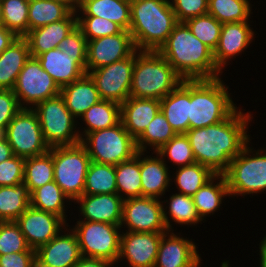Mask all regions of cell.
Here are the masks:
<instances>
[{"label":"cell","mask_w":266,"mask_h":267,"mask_svg":"<svg viewBox=\"0 0 266 267\" xmlns=\"http://www.w3.org/2000/svg\"><path fill=\"white\" fill-rule=\"evenodd\" d=\"M237 106L225 120L185 133L196 162L208 167L215 175H223L232 159L255 139L248 132L254 123V114L247 112L244 106Z\"/></svg>","instance_id":"cell-1"},{"label":"cell","mask_w":266,"mask_h":267,"mask_svg":"<svg viewBox=\"0 0 266 267\" xmlns=\"http://www.w3.org/2000/svg\"><path fill=\"white\" fill-rule=\"evenodd\" d=\"M158 52L183 80L224 76L215 65L213 50L195 37L185 22H178Z\"/></svg>","instance_id":"cell-2"},{"label":"cell","mask_w":266,"mask_h":267,"mask_svg":"<svg viewBox=\"0 0 266 267\" xmlns=\"http://www.w3.org/2000/svg\"><path fill=\"white\" fill-rule=\"evenodd\" d=\"M129 32L135 48L158 51L178 23L169 0H130Z\"/></svg>","instance_id":"cell-3"},{"label":"cell","mask_w":266,"mask_h":267,"mask_svg":"<svg viewBox=\"0 0 266 267\" xmlns=\"http://www.w3.org/2000/svg\"><path fill=\"white\" fill-rule=\"evenodd\" d=\"M222 77L189 80V129L217 124L236 108L230 87Z\"/></svg>","instance_id":"cell-4"},{"label":"cell","mask_w":266,"mask_h":267,"mask_svg":"<svg viewBox=\"0 0 266 267\" xmlns=\"http://www.w3.org/2000/svg\"><path fill=\"white\" fill-rule=\"evenodd\" d=\"M182 81L158 51L135 50L130 97L161 100Z\"/></svg>","instance_id":"cell-5"},{"label":"cell","mask_w":266,"mask_h":267,"mask_svg":"<svg viewBox=\"0 0 266 267\" xmlns=\"http://www.w3.org/2000/svg\"><path fill=\"white\" fill-rule=\"evenodd\" d=\"M252 144L251 140L223 174L231 198L253 197L266 192V145L256 150Z\"/></svg>","instance_id":"cell-6"},{"label":"cell","mask_w":266,"mask_h":267,"mask_svg":"<svg viewBox=\"0 0 266 267\" xmlns=\"http://www.w3.org/2000/svg\"><path fill=\"white\" fill-rule=\"evenodd\" d=\"M32 109L38 117L43 138L50 148L81 143L78 120L67 109L60 94L38 103Z\"/></svg>","instance_id":"cell-7"},{"label":"cell","mask_w":266,"mask_h":267,"mask_svg":"<svg viewBox=\"0 0 266 267\" xmlns=\"http://www.w3.org/2000/svg\"><path fill=\"white\" fill-rule=\"evenodd\" d=\"M81 144L91 161L114 166L132 159L138 152L136 140L121 121L114 127L87 133L81 139Z\"/></svg>","instance_id":"cell-8"},{"label":"cell","mask_w":266,"mask_h":267,"mask_svg":"<svg viewBox=\"0 0 266 267\" xmlns=\"http://www.w3.org/2000/svg\"><path fill=\"white\" fill-rule=\"evenodd\" d=\"M75 216L68 226L75 232L82 257L103 259L117 263L120 252V236L122 229L119 225L105 222L76 220ZM73 221L74 224L70 225Z\"/></svg>","instance_id":"cell-9"},{"label":"cell","mask_w":266,"mask_h":267,"mask_svg":"<svg viewBox=\"0 0 266 267\" xmlns=\"http://www.w3.org/2000/svg\"><path fill=\"white\" fill-rule=\"evenodd\" d=\"M91 159L81 144L53 147L54 181L74 202L83 195Z\"/></svg>","instance_id":"cell-10"},{"label":"cell","mask_w":266,"mask_h":267,"mask_svg":"<svg viewBox=\"0 0 266 267\" xmlns=\"http://www.w3.org/2000/svg\"><path fill=\"white\" fill-rule=\"evenodd\" d=\"M3 134L16 156H40L50 149L43 138L38 117L33 109L22 108Z\"/></svg>","instance_id":"cell-11"},{"label":"cell","mask_w":266,"mask_h":267,"mask_svg":"<svg viewBox=\"0 0 266 267\" xmlns=\"http://www.w3.org/2000/svg\"><path fill=\"white\" fill-rule=\"evenodd\" d=\"M60 90L38 59L31 56L25 62L13 88L20 106L29 109L46 99L58 96Z\"/></svg>","instance_id":"cell-12"},{"label":"cell","mask_w":266,"mask_h":267,"mask_svg":"<svg viewBox=\"0 0 266 267\" xmlns=\"http://www.w3.org/2000/svg\"><path fill=\"white\" fill-rule=\"evenodd\" d=\"M135 51L127 58L88 72L101 100L122 104L130 97Z\"/></svg>","instance_id":"cell-13"},{"label":"cell","mask_w":266,"mask_h":267,"mask_svg":"<svg viewBox=\"0 0 266 267\" xmlns=\"http://www.w3.org/2000/svg\"><path fill=\"white\" fill-rule=\"evenodd\" d=\"M120 227L130 232H168L161 199L145 196L124 199Z\"/></svg>","instance_id":"cell-14"},{"label":"cell","mask_w":266,"mask_h":267,"mask_svg":"<svg viewBox=\"0 0 266 267\" xmlns=\"http://www.w3.org/2000/svg\"><path fill=\"white\" fill-rule=\"evenodd\" d=\"M164 233L166 232L122 231L117 265L120 263L128 267H154Z\"/></svg>","instance_id":"cell-15"},{"label":"cell","mask_w":266,"mask_h":267,"mask_svg":"<svg viewBox=\"0 0 266 267\" xmlns=\"http://www.w3.org/2000/svg\"><path fill=\"white\" fill-rule=\"evenodd\" d=\"M253 21L223 23L217 47L213 51L216 67L223 73L228 65L255 42Z\"/></svg>","instance_id":"cell-16"},{"label":"cell","mask_w":266,"mask_h":267,"mask_svg":"<svg viewBox=\"0 0 266 267\" xmlns=\"http://www.w3.org/2000/svg\"><path fill=\"white\" fill-rule=\"evenodd\" d=\"M87 41L86 73L123 60L136 50L127 30Z\"/></svg>","instance_id":"cell-17"},{"label":"cell","mask_w":266,"mask_h":267,"mask_svg":"<svg viewBox=\"0 0 266 267\" xmlns=\"http://www.w3.org/2000/svg\"><path fill=\"white\" fill-rule=\"evenodd\" d=\"M183 235L176 229L162 235L154 267H195L202 259L199 243Z\"/></svg>","instance_id":"cell-18"},{"label":"cell","mask_w":266,"mask_h":267,"mask_svg":"<svg viewBox=\"0 0 266 267\" xmlns=\"http://www.w3.org/2000/svg\"><path fill=\"white\" fill-rule=\"evenodd\" d=\"M81 258L77 236L67 225L36 250V267H73Z\"/></svg>","instance_id":"cell-19"},{"label":"cell","mask_w":266,"mask_h":267,"mask_svg":"<svg viewBox=\"0 0 266 267\" xmlns=\"http://www.w3.org/2000/svg\"><path fill=\"white\" fill-rule=\"evenodd\" d=\"M15 222L28 246L34 250L47 244L68 225L61 217L31 206Z\"/></svg>","instance_id":"cell-20"},{"label":"cell","mask_w":266,"mask_h":267,"mask_svg":"<svg viewBox=\"0 0 266 267\" xmlns=\"http://www.w3.org/2000/svg\"><path fill=\"white\" fill-rule=\"evenodd\" d=\"M71 211L78 210V219L91 222H105L113 225L121 224L123 199L117 194H83L74 202ZM76 207L77 209H75Z\"/></svg>","instance_id":"cell-21"},{"label":"cell","mask_w":266,"mask_h":267,"mask_svg":"<svg viewBox=\"0 0 266 267\" xmlns=\"http://www.w3.org/2000/svg\"><path fill=\"white\" fill-rule=\"evenodd\" d=\"M156 152L140 151L142 196L162 199L171 191V170Z\"/></svg>","instance_id":"cell-22"},{"label":"cell","mask_w":266,"mask_h":267,"mask_svg":"<svg viewBox=\"0 0 266 267\" xmlns=\"http://www.w3.org/2000/svg\"><path fill=\"white\" fill-rule=\"evenodd\" d=\"M77 27L76 12L66 19L30 30L24 38L28 41L30 56L36 58L40 54L59 47L60 42Z\"/></svg>","instance_id":"cell-23"},{"label":"cell","mask_w":266,"mask_h":267,"mask_svg":"<svg viewBox=\"0 0 266 267\" xmlns=\"http://www.w3.org/2000/svg\"><path fill=\"white\" fill-rule=\"evenodd\" d=\"M160 111V100L129 97L120 105V120L136 140Z\"/></svg>","instance_id":"cell-24"},{"label":"cell","mask_w":266,"mask_h":267,"mask_svg":"<svg viewBox=\"0 0 266 267\" xmlns=\"http://www.w3.org/2000/svg\"><path fill=\"white\" fill-rule=\"evenodd\" d=\"M173 191L174 193L169 194V198L164 195L161 199L164 221L168 231H174L173 226L177 224L179 227L187 226L188 228L197 225V228L199 224L204 223L197 213L192 196Z\"/></svg>","instance_id":"cell-25"},{"label":"cell","mask_w":266,"mask_h":267,"mask_svg":"<svg viewBox=\"0 0 266 267\" xmlns=\"http://www.w3.org/2000/svg\"><path fill=\"white\" fill-rule=\"evenodd\" d=\"M60 95L63 97L67 109L79 120V118L101 98L94 80L88 73L80 79L61 87Z\"/></svg>","instance_id":"cell-26"},{"label":"cell","mask_w":266,"mask_h":267,"mask_svg":"<svg viewBox=\"0 0 266 267\" xmlns=\"http://www.w3.org/2000/svg\"><path fill=\"white\" fill-rule=\"evenodd\" d=\"M36 58L60 88L86 74V71L59 47L44 52Z\"/></svg>","instance_id":"cell-27"},{"label":"cell","mask_w":266,"mask_h":267,"mask_svg":"<svg viewBox=\"0 0 266 267\" xmlns=\"http://www.w3.org/2000/svg\"><path fill=\"white\" fill-rule=\"evenodd\" d=\"M160 110L176 134L189 130V80H183L160 100Z\"/></svg>","instance_id":"cell-28"},{"label":"cell","mask_w":266,"mask_h":267,"mask_svg":"<svg viewBox=\"0 0 266 267\" xmlns=\"http://www.w3.org/2000/svg\"><path fill=\"white\" fill-rule=\"evenodd\" d=\"M29 58V44L24 37H18L0 53V89L13 90L18 75Z\"/></svg>","instance_id":"cell-29"},{"label":"cell","mask_w":266,"mask_h":267,"mask_svg":"<svg viewBox=\"0 0 266 267\" xmlns=\"http://www.w3.org/2000/svg\"><path fill=\"white\" fill-rule=\"evenodd\" d=\"M76 15L108 19L129 31L131 25L130 0H81Z\"/></svg>","instance_id":"cell-30"},{"label":"cell","mask_w":266,"mask_h":267,"mask_svg":"<svg viewBox=\"0 0 266 267\" xmlns=\"http://www.w3.org/2000/svg\"><path fill=\"white\" fill-rule=\"evenodd\" d=\"M227 197L231 199L224 175H215L192 196L197 213L204 223L208 217H215V212L222 210Z\"/></svg>","instance_id":"cell-31"},{"label":"cell","mask_w":266,"mask_h":267,"mask_svg":"<svg viewBox=\"0 0 266 267\" xmlns=\"http://www.w3.org/2000/svg\"><path fill=\"white\" fill-rule=\"evenodd\" d=\"M120 121V104L113 101L100 100L79 118L78 131L80 139L87 133L114 127ZM82 124L85 126L83 127Z\"/></svg>","instance_id":"cell-32"},{"label":"cell","mask_w":266,"mask_h":267,"mask_svg":"<svg viewBox=\"0 0 266 267\" xmlns=\"http://www.w3.org/2000/svg\"><path fill=\"white\" fill-rule=\"evenodd\" d=\"M68 206H67V205ZM72 206L71 199L52 181L35 189L30 194V206L41 211L49 212L61 217L67 224L68 210ZM69 207V208H68Z\"/></svg>","instance_id":"cell-33"},{"label":"cell","mask_w":266,"mask_h":267,"mask_svg":"<svg viewBox=\"0 0 266 267\" xmlns=\"http://www.w3.org/2000/svg\"><path fill=\"white\" fill-rule=\"evenodd\" d=\"M214 176L215 174L208 167L197 162L184 167H176L174 171L171 170V187L176 186L171 190L175 188L177 189L175 192L193 196Z\"/></svg>","instance_id":"cell-34"},{"label":"cell","mask_w":266,"mask_h":267,"mask_svg":"<svg viewBox=\"0 0 266 267\" xmlns=\"http://www.w3.org/2000/svg\"><path fill=\"white\" fill-rule=\"evenodd\" d=\"M30 207V192L24 182L0 187V220L16 221Z\"/></svg>","instance_id":"cell-35"},{"label":"cell","mask_w":266,"mask_h":267,"mask_svg":"<svg viewBox=\"0 0 266 267\" xmlns=\"http://www.w3.org/2000/svg\"><path fill=\"white\" fill-rule=\"evenodd\" d=\"M175 135V131L160 110L143 133L136 139L137 150L143 152H156Z\"/></svg>","instance_id":"cell-36"},{"label":"cell","mask_w":266,"mask_h":267,"mask_svg":"<svg viewBox=\"0 0 266 267\" xmlns=\"http://www.w3.org/2000/svg\"><path fill=\"white\" fill-rule=\"evenodd\" d=\"M117 194L124 200L142 196L140 151L130 160L115 165Z\"/></svg>","instance_id":"cell-37"},{"label":"cell","mask_w":266,"mask_h":267,"mask_svg":"<svg viewBox=\"0 0 266 267\" xmlns=\"http://www.w3.org/2000/svg\"><path fill=\"white\" fill-rule=\"evenodd\" d=\"M52 181H54L53 147L43 155L25 158L23 182L30 194Z\"/></svg>","instance_id":"cell-38"},{"label":"cell","mask_w":266,"mask_h":267,"mask_svg":"<svg viewBox=\"0 0 266 267\" xmlns=\"http://www.w3.org/2000/svg\"><path fill=\"white\" fill-rule=\"evenodd\" d=\"M73 11L65 4L54 0H29V31L66 19Z\"/></svg>","instance_id":"cell-39"},{"label":"cell","mask_w":266,"mask_h":267,"mask_svg":"<svg viewBox=\"0 0 266 267\" xmlns=\"http://www.w3.org/2000/svg\"><path fill=\"white\" fill-rule=\"evenodd\" d=\"M253 6L251 0H209L208 14L222 24L253 21Z\"/></svg>","instance_id":"cell-40"},{"label":"cell","mask_w":266,"mask_h":267,"mask_svg":"<svg viewBox=\"0 0 266 267\" xmlns=\"http://www.w3.org/2000/svg\"><path fill=\"white\" fill-rule=\"evenodd\" d=\"M117 193L115 166L91 161L85 178L83 194Z\"/></svg>","instance_id":"cell-41"},{"label":"cell","mask_w":266,"mask_h":267,"mask_svg":"<svg viewBox=\"0 0 266 267\" xmlns=\"http://www.w3.org/2000/svg\"><path fill=\"white\" fill-rule=\"evenodd\" d=\"M0 2L2 25L18 37H24L29 32V0H0Z\"/></svg>","instance_id":"cell-42"},{"label":"cell","mask_w":266,"mask_h":267,"mask_svg":"<svg viewBox=\"0 0 266 267\" xmlns=\"http://www.w3.org/2000/svg\"><path fill=\"white\" fill-rule=\"evenodd\" d=\"M156 153L173 170L196 162L191 145L186 134H176L168 143L163 145ZM170 162V163H169ZM173 166V167H172Z\"/></svg>","instance_id":"cell-43"},{"label":"cell","mask_w":266,"mask_h":267,"mask_svg":"<svg viewBox=\"0 0 266 267\" xmlns=\"http://www.w3.org/2000/svg\"><path fill=\"white\" fill-rule=\"evenodd\" d=\"M185 23L195 37L213 51L215 50L220 38L222 23L208 13L188 19Z\"/></svg>","instance_id":"cell-44"},{"label":"cell","mask_w":266,"mask_h":267,"mask_svg":"<svg viewBox=\"0 0 266 267\" xmlns=\"http://www.w3.org/2000/svg\"><path fill=\"white\" fill-rule=\"evenodd\" d=\"M18 252H36L31 249L15 221L0 222V255Z\"/></svg>","instance_id":"cell-45"},{"label":"cell","mask_w":266,"mask_h":267,"mask_svg":"<svg viewBox=\"0 0 266 267\" xmlns=\"http://www.w3.org/2000/svg\"><path fill=\"white\" fill-rule=\"evenodd\" d=\"M77 26L87 40L116 35L124 30L117 23L97 16H77Z\"/></svg>","instance_id":"cell-46"},{"label":"cell","mask_w":266,"mask_h":267,"mask_svg":"<svg viewBox=\"0 0 266 267\" xmlns=\"http://www.w3.org/2000/svg\"><path fill=\"white\" fill-rule=\"evenodd\" d=\"M87 44L86 37L77 26L60 42L59 48L86 71Z\"/></svg>","instance_id":"cell-47"},{"label":"cell","mask_w":266,"mask_h":267,"mask_svg":"<svg viewBox=\"0 0 266 267\" xmlns=\"http://www.w3.org/2000/svg\"><path fill=\"white\" fill-rule=\"evenodd\" d=\"M25 158L12 156L0 163V187L14 186L23 182Z\"/></svg>","instance_id":"cell-48"},{"label":"cell","mask_w":266,"mask_h":267,"mask_svg":"<svg viewBox=\"0 0 266 267\" xmlns=\"http://www.w3.org/2000/svg\"><path fill=\"white\" fill-rule=\"evenodd\" d=\"M178 22L208 13L209 0H169Z\"/></svg>","instance_id":"cell-49"},{"label":"cell","mask_w":266,"mask_h":267,"mask_svg":"<svg viewBox=\"0 0 266 267\" xmlns=\"http://www.w3.org/2000/svg\"><path fill=\"white\" fill-rule=\"evenodd\" d=\"M22 109L13 90L0 89V134H3L14 116Z\"/></svg>","instance_id":"cell-50"},{"label":"cell","mask_w":266,"mask_h":267,"mask_svg":"<svg viewBox=\"0 0 266 267\" xmlns=\"http://www.w3.org/2000/svg\"><path fill=\"white\" fill-rule=\"evenodd\" d=\"M0 267H36V252L0 255Z\"/></svg>","instance_id":"cell-51"},{"label":"cell","mask_w":266,"mask_h":267,"mask_svg":"<svg viewBox=\"0 0 266 267\" xmlns=\"http://www.w3.org/2000/svg\"><path fill=\"white\" fill-rule=\"evenodd\" d=\"M117 263L103 259L82 257L73 267H116Z\"/></svg>","instance_id":"cell-52"},{"label":"cell","mask_w":266,"mask_h":267,"mask_svg":"<svg viewBox=\"0 0 266 267\" xmlns=\"http://www.w3.org/2000/svg\"><path fill=\"white\" fill-rule=\"evenodd\" d=\"M18 36L8 29H6L2 24L0 25V53L9 47Z\"/></svg>","instance_id":"cell-53"},{"label":"cell","mask_w":266,"mask_h":267,"mask_svg":"<svg viewBox=\"0 0 266 267\" xmlns=\"http://www.w3.org/2000/svg\"><path fill=\"white\" fill-rule=\"evenodd\" d=\"M14 156L12 147L9 145L4 134H0V163Z\"/></svg>","instance_id":"cell-54"},{"label":"cell","mask_w":266,"mask_h":267,"mask_svg":"<svg viewBox=\"0 0 266 267\" xmlns=\"http://www.w3.org/2000/svg\"><path fill=\"white\" fill-rule=\"evenodd\" d=\"M259 245V253H257V255H259L260 258L259 261H266V234L264 235V237L262 238V240L260 241Z\"/></svg>","instance_id":"cell-55"},{"label":"cell","mask_w":266,"mask_h":267,"mask_svg":"<svg viewBox=\"0 0 266 267\" xmlns=\"http://www.w3.org/2000/svg\"><path fill=\"white\" fill-rule=\"evenodd\" d=\"M67 5L73 12L79 8L80 0H54Z\"/></svg>","instance_id":"cell-56"},{"label":"cell","mask_w":266,"mask_h":267,"mask_svg":"<svg viewBox=\"0 0 266 267\" xmlns=\"http://www.w3.org/2000/svg\"><path fill=\"white\" fill-rule=\"evenodd\" d=\"M202 261H203V259L200 260V261L195 265V267H201V266H203V265H202V264H203ZM219 263H221L220 267H232V266H230V265H232V264H230L231 262H230L229 260H225V259H223L222 262H219Z\"/></svg>","instance_id":"cell-57"},{"label":"cell","mask_w":266,"mask_h":267,"mask_svg":"<svg viewBox=\"0 0 266 267\" xmlns=\"http://www.w3.org/2000/svg\"><path fill=\"white\" fill-rule=\"evenodd\" d=\"M258 263V266L260 265L259 267H266V261H259Z\"/></svg>","instance_id":"cell-58"},{"label":"cell","mask_w":266,"mask_h":267,"mask_svg":"<svg viewBox=\"0 0 266 267\" xmlns=\"http://www.w3.org/2000/svg\"><path fill=\"white\" fill-rule=\"evenodd\" d=\"M2 24V12H1V2H0V25Z\"/></svg>","instance_id":"cell-59"}]
</instances>
